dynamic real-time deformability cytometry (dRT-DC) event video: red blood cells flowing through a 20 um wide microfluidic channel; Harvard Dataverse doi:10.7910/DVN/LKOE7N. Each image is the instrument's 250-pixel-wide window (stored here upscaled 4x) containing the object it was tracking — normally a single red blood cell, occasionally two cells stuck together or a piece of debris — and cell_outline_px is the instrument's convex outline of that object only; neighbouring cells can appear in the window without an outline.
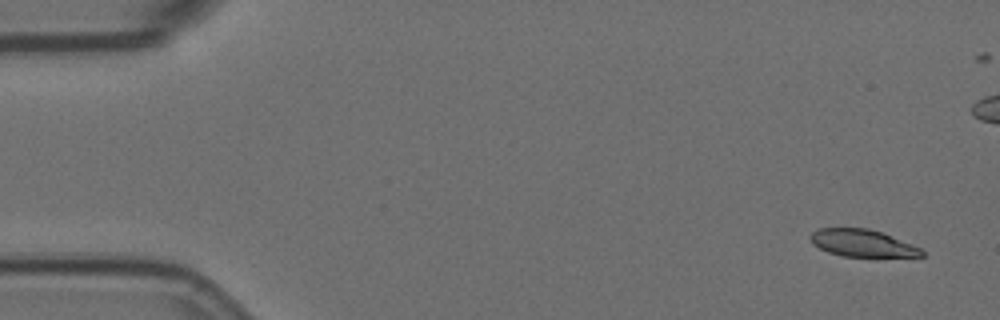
{"species": "Egyptian fruit bat (a non-hibernating species)", "species_latin": "Rousettus aegyptiacus", "temperature_condition": "room temperature", "stored_images_in_passage": 4, "camera_frame_rate_fps": 3000, "um_per_image_px": 0.085, "animal": {"sex": "female"}, "frame": {"image": 1, "passage_image": 1, "time_ms": 0.0, "image_size_px": [1000, 320], "cell_outline_px": [[924, 256], [844, 256], [828, 252], [812, 244], [808, 236], [816, 228], [868, 228], [880, 232], [920, 248], [924, 252]], "centroid_in_image_um": [73.21, 20.65], "position_along_channel_um": 11.8, "area_um2": 17.34}}